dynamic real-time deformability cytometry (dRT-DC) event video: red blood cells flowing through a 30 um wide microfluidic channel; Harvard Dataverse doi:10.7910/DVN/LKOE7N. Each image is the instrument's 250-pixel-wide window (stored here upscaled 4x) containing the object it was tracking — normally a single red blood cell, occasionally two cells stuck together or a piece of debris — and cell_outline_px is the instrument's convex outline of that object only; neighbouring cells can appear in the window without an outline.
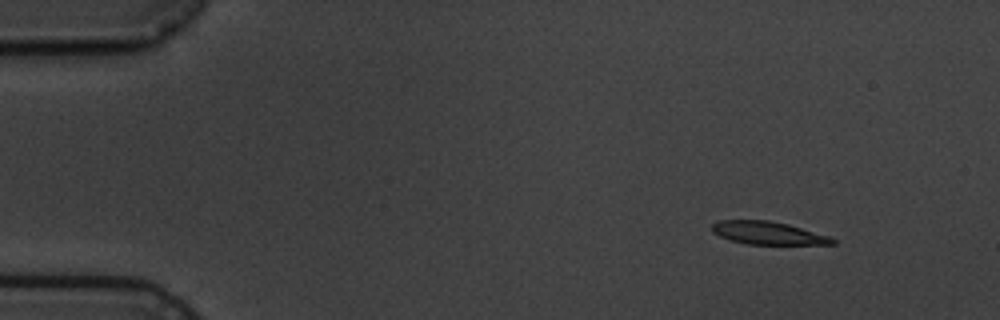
{"species": "common noctule bat (a hibernating species)", "species_latin": "Nyctalus noctula", "temperature_condition": "cold", "stored_images_in_passage": 5, "camera_frame_rate_fps": 3000, "um_per_image_px": 0.085, "animal": {"sex": "male", "body_mass_g": 19.5, "forearm_length_mm": 54.6}, "frame": {"image": 1, "passage_image": 1, "time_ms": 0.0, "image_size_px": [1000, 320], "cell_outline_px": [[836, 244], [748, 244], [732, 240], [720, 236], [712, 232], [712, 224], [720, 220], [768, 220], [788, 224], [832, 236], [836, 240]], "centroid_in_image_um": [65.33, 19.8], "position_along_channel_um": 19.7, "area_um2": 16.07}}
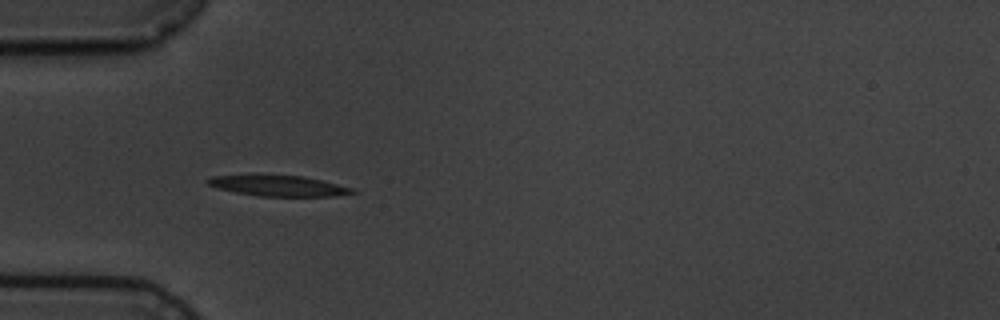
{"frame": {"image": 2, "passage_image": 4, "time_ms": 3.667, "image_size_px": [1000, 320], "cell_outline_px": [[356, 192], [336, 196], [260, 196], [236, 192], [216, 188], [208, 184], [204, 180], [212, 176], [304, 176], [352, 188]], "centroid_in_image_um": [23.66, 15.81], "position_along_channel_um": 61.3, "area_um2": 16.88}}
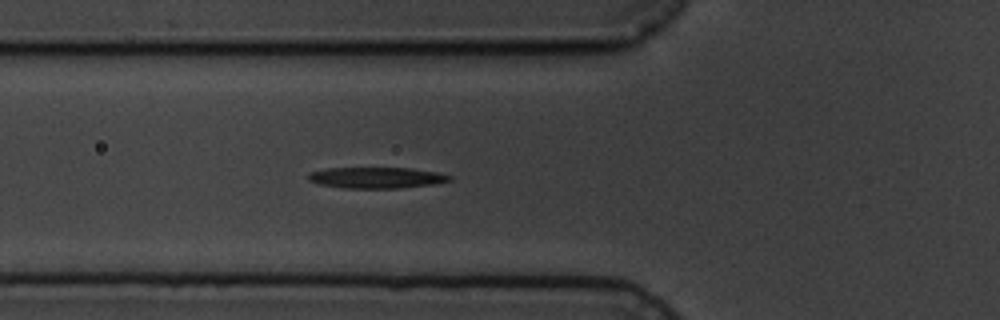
{"frame": {"image": 3, "passage_image": 5, "time_ms": 4.667, "image_size_px": [1000, 320], "cell_outline_px": [[452, 180], [436, 184], [400, 188], [344, 188], [320, 184], [308, 180], [308, 176], [312, 172], [324, 168], [412, 168], [436, 172], [452, 176]], "centroid_in_image_um": [32.04, 15.1], "position_along_channel_um": 93.8, "area_um2": 17.34}}